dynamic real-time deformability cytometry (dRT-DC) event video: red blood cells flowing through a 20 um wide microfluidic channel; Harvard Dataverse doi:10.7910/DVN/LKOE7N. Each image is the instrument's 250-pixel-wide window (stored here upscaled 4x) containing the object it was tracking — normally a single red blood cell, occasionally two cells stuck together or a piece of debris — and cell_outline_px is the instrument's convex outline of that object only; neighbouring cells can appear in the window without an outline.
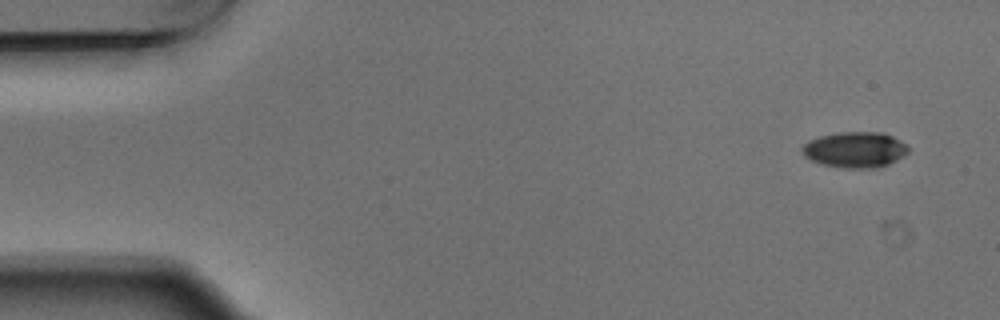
{"species": "Egyptian fruit bat (a non-hibernating species)", "species_latin": "Rousettus aegyptiacus", "temperature_condition": "warm", "stored_images_in_passage": 6, "camera_frame_rate_fps": 3000, "um_per_image_px": 0.085, "animal": {"sex": "male"}, "frame": {"image": 1, "passage_image": 1, "time_ms": 0.0, "image_size_px": [1000, 320], "cell_outline_px": [[908, 152], [896, 160], [888, 164], [872, 168], [844, 168], [820, 164], [804, 156], [800, 148], [808, 140], [820, 136], [840, 132], [880, 132], [892, 136], [900, 140], [908, 148]], "centroid_in_image_um": [72.63, 12.72], "position_along_channel_um": 12.4, "area_um2": 22.02}}
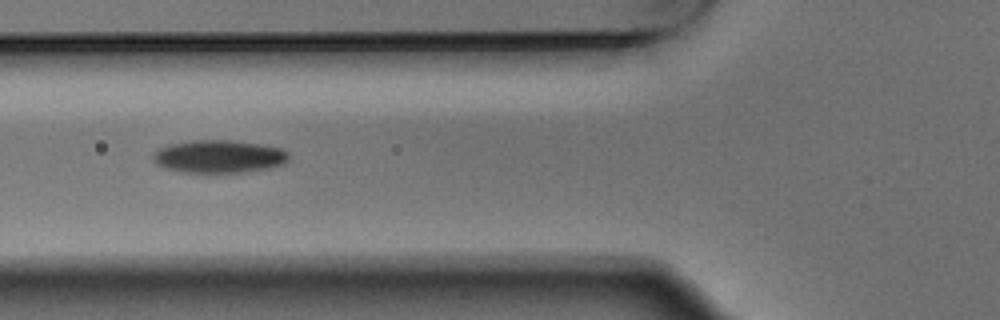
{"frame": {"image": 2, "passage_image": 5, "time_ms": 1.333, "image_size_px": [1000, 320], "cell_outline_px": [[288, 160], [284, 164], [272, 168], [248, 172], [180, 172], [164, 168], [156, 164], [152, 156], [160, 148], [168, 144], [192, 140], [228, 140], [260, 144], [280, 148], [288, 152]], "centroid_in_image_um": [18.62, 13.31], "position_along_channel_um": 107.2, "area_um2": 26.07}}
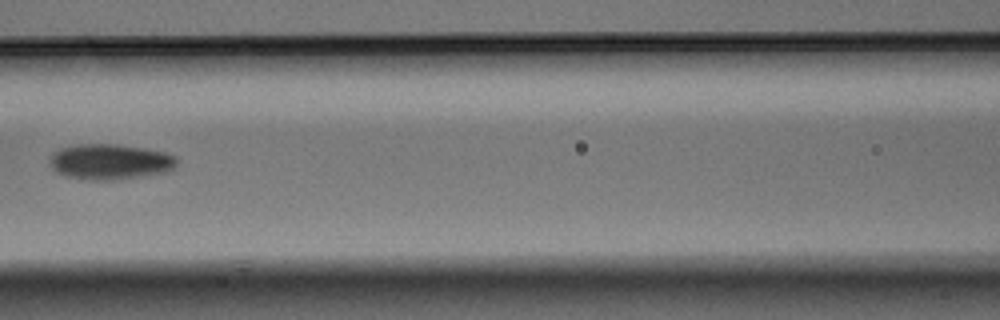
{"frame": {"image": 3, "passage_image": 6, "time_ms": 1.667, "image_size_px": [1000, 320], "cell_outline_px": [[176, 168], [172, 172], [116, 180], [84, 180], [64, 176], [56, 172], [52, 168], [52, 156], [60, 148], [76, 144], [116, 144], [144, 148], [164, 152], [176, 156]], "centroid_in_image_um": [9.41, 13.77], "position_along_channel_um": 157.2, "area_um2": 26.59}}